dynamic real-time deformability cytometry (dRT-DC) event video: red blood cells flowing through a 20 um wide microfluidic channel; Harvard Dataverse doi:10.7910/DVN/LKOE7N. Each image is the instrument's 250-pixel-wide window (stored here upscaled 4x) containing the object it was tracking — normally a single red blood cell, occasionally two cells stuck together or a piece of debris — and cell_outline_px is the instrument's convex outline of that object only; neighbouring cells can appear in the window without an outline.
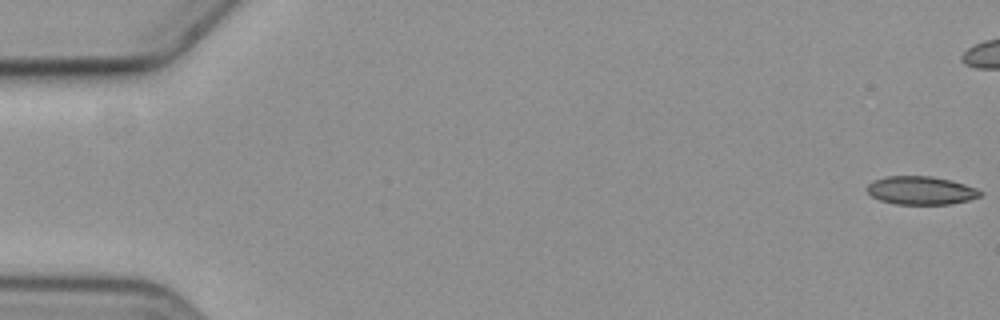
{"species": "common noctule bat (a hibernating species)", "species_latin": "Nyctalus noctula", "temperature_condition": "cold", "stored_images_in_passage": 11, "camera_frame_rate_fps": 3000, "um_per_image_px": 0.085, "animal": {"sex": "female", "body_mass_g": 19.3, "forearm_length_mm": 54.1}, "frame": {"image": 1, "passage_image": 1, "time_ms": 0.0, "image_size_px": [1000, 320], "cell_outline_px": [[980, 196], [968, 200], [948, 204], [896, 204], [880, 200], [872, 196], [868, 192], [868, 184], [872, 180], [888, 176], [932, 176], [952, 180], [976, 188], [980, 192]], "centroid_in_image_um": [78.26, 16.18], "position_along_channel_um": 6.7, "area_um2": 18.5}}